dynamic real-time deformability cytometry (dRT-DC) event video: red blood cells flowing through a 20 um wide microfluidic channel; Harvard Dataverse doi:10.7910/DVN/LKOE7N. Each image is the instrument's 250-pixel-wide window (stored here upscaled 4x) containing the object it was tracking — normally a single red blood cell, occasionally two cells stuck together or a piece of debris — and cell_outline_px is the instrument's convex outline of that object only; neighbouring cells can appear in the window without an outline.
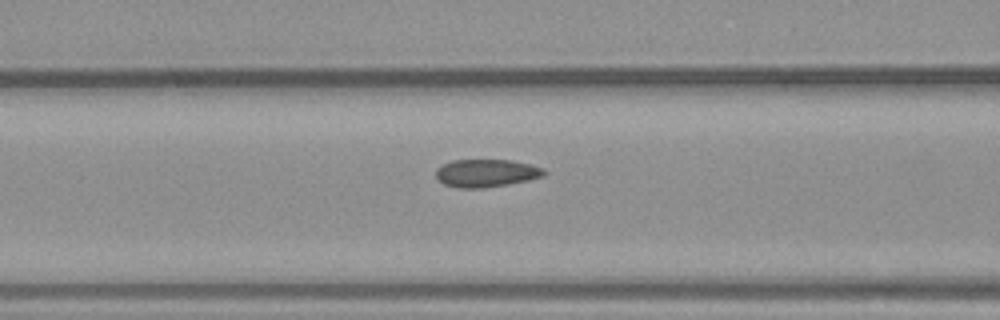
{"species": "common noctule bat (a hibernating species)", "species_latin": "Nyctalus noctula", "temperature_condition": "warm", "stored_images_in_passage": 17, "camera_frame_rate_fps": 3000, "um_per_image_px": 0.085, "animal": {"sex": "male", "body_mass_g": 23.1, "forearm_length_mm": 52.7}, "frame": {"image": 1, "passage_image": 10, "time_ms": 3.0, "image_size_px": [1000, 320], "cell_outline_px": [[548, 172], [544, 176], [528, 180], [508, 184], [484, 188], [456, 188], [444, 184], [436, 180], [436, 168], [452, 160], [512, 160], [532, 164], [544, 168]], "centroid_in_image_um": [41.34, 14.71], "position_along_channel_um": 125.3, "area_um2": 17.8}}
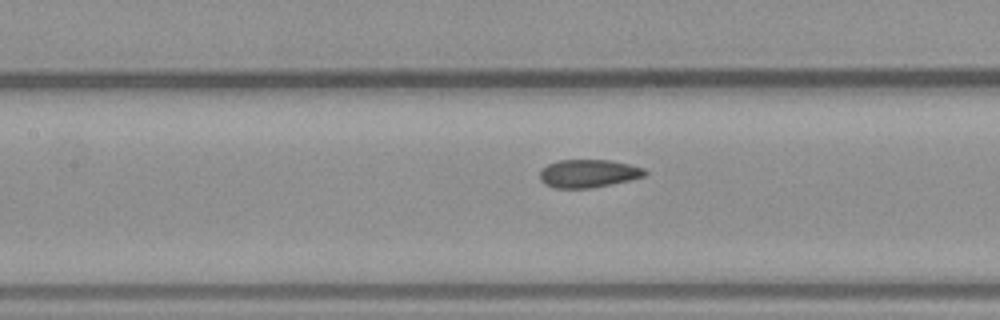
{"frame": {"image": 2, "passage_image": 12, "time_ms": 3.667, "image_size_px": [1000, 320], "cell_outline_px": [[648, 172], [644, 176], [628, 180], [592, 188], [556, 188], [544, 184], [540, 180], [540, 172], [548, 164], [560, 160], [608, 160], [628, 164], [644, 168]], "centroid_in_image_um": [50.0, 14.75], "position_along_channel_um": 157.4, "area_um2": 16.99}}
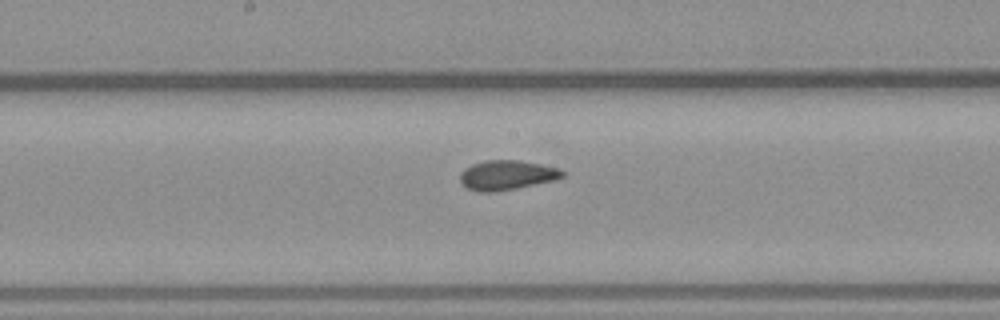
{"frame": {"image": 3, "passage_image": 15, "time_ms": 4.667, "image_size_px": [1000, 320], "cell_outline_px": [[564, 176], [552, 180], [516, 188], [492, 192], [480, 192], [464, 188], [460, 184], [460, 172], [464, 168], [472, 164], [484, 160], [520, 160], [560, 168], [564, 172]], "centroid_in_image_um": [43.01, 14.88], "position_along_channel_um": 205.2, "area_um2": 17.74}}